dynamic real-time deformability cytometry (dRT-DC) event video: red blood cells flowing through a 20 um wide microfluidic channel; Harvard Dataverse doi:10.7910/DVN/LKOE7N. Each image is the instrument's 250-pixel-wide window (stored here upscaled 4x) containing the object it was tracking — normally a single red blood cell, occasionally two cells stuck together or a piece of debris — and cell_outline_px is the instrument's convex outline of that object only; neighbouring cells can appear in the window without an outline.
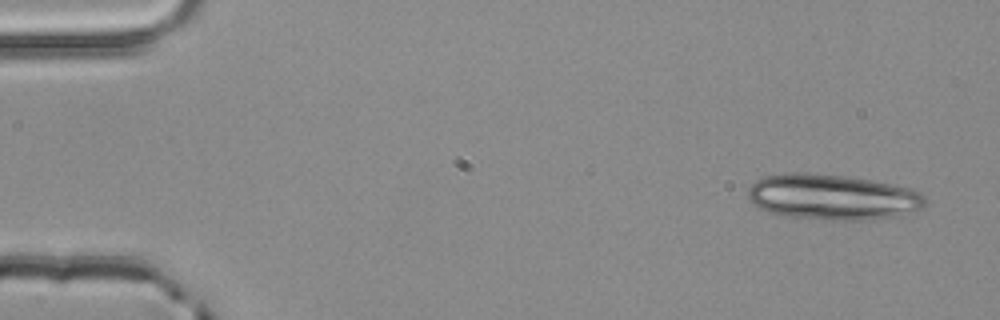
{"species": "common noctule bat (a hibernating species)", "species_latin": "Nyctalus noctula", "temperature_condition": "room temperature", "stored_images_in_passage": 3, "camera_frame_rate_fps": 3000, "um_per_image_px": 0.085, "animal": {"sex": "male", "body_mass_g": 20.4}, "frame": {"image": 1, "passage_image": 1, "time_ms": 0.0, "image_size_px": [1000, 320], "cell_outline_px": [[924, 204], [920, 208], [904, 216], [872, 220], [832, 220], [784, 216], [768, 212], [752, 204], [748, 200], [748, 188], [756, 180], [764, 176], [784, 172], [804, 172], [844, 176], [872, 180], [892, 184], [908, 188], [920, 192], [924, 196]], "centroid_in_image_um": [70.73, 16.75], "position_along_channel_um": 14.3, "area_um2": 47.57}}